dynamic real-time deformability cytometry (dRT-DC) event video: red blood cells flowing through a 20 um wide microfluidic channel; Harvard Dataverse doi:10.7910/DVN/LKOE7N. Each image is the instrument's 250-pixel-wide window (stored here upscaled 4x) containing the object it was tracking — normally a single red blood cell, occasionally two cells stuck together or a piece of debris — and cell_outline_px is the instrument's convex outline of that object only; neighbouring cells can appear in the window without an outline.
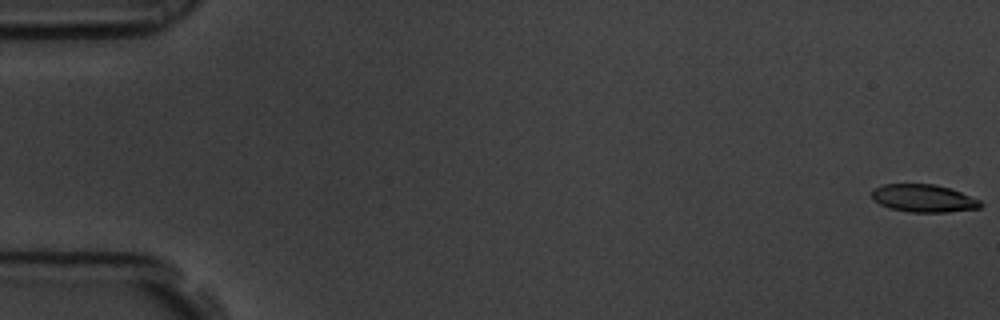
{"species": "common noctule bat (a hibernating species)", "species_latin": "Nyctalus noctula", "temperature_condition": "room temperature", "stored_images_in_passage": 60, "camera_frame_rate_fps": 3000, "um_per_image_px": 0.085, "animal": {"sex": "male", "body_mass_g": 19.5, "forearm_length_mm": 54.6}, "frame": {"image": 1, "passage_image": 1, "time_ms": 0.0, "image_size_px": [1000, 320], "cell_outline_px": [[984, 204], [980, 208], [948, 212], [908, 212], [888, 208], [872, 200], [872, 192], [876, 188], [884, 184], [936, 184], [960, 192], [980, 200]], "centroid_in_image_um": [78.5, 16.86], "position_along_channel_um": 6.5, "area_um2": 17.57}}
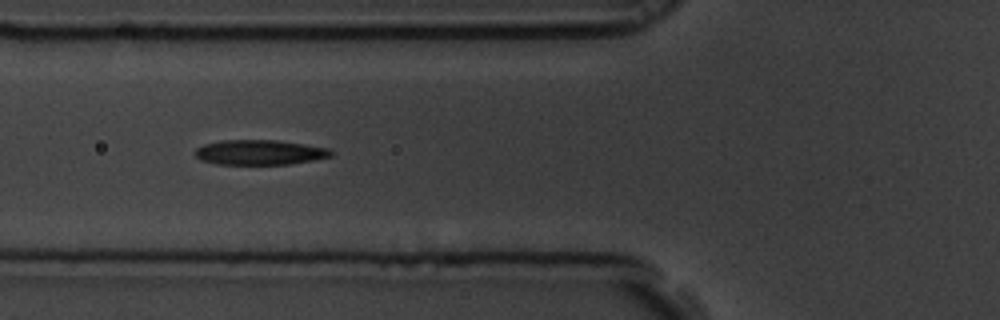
{"frame": {"image": 2, "passage_image": 23, "time_ms": 7.333, "image_size_px": [1000, 320], "cell_outline_px": [[332, 156], [312, 160], [288, 164], [216, 164], [200, 160], [196, 156], [196, 148], [204, 144], [220, 140], [276, 140], [304, 144], [328, 148], [332, 152]], "centroid_in_image_um": [22.04, 12.94], "position_along_channel_um": 103.8, "area_um2": 19.65}}
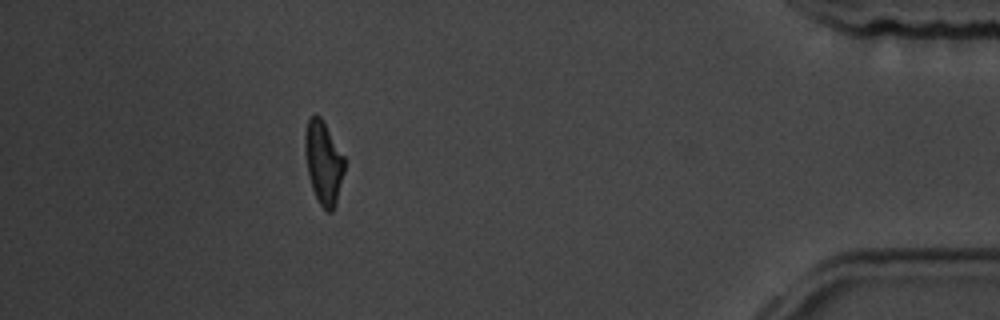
{"frame": {"image": 3, "passage_image": 54, "time_ms": 17.667, "image_size_px": [1000, 320], "cell_outline_px": [[344, 172], [336, 204], [332, 212], [328, 212], [320, 204], [312, 188], [308, 176], [304, 148], [304, 136], [308, 120], [316, 112], [320, 116], [344, 156]], "centroid_in_image_um": [27.48, 13.81], "position_along_channel_um": 407.7, "area_um2": 19.02}, "authors_computed_cell_mechanics": {"area_um2": 19.5075, "velocity_mm_per_s": 3.4535, "shape_relaxation_time_tau1_ms": 4.5922, "shape_relaxation_time_tau2_ms": 2.8468, "deformation_change_tau1": 0.1713, "deformation_change_tau2": 0.1066}}